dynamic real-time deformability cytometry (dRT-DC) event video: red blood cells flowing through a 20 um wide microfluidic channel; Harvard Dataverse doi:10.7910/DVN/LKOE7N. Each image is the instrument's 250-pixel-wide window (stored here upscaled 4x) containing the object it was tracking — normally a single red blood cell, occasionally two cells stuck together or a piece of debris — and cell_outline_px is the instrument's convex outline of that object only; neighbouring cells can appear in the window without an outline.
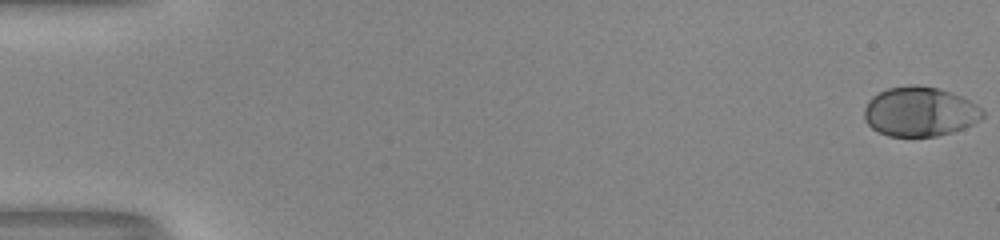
{"species": "human", "species_latin": "Homo sapiens", "temperature_condition": "room temperature", "stored_images_in_passage": 54, "camera_frame_rate_fps": 3000, "um_per_image_px": 0.085, "donor": {"sex": "male"}, "frame": {"image": 1, "passage_image": 1, "time_ms": 0.0, "image_size_px": [1000, 240], "cell_outline_px": [[984, 116], [980, 120], [964, 128], [952, 132], [936, 136], [888, 136], [872, 128], [864, 120], [864, 108], [868, 100], [872, 96], [888, 88], [908, 84], [916, 84], [940, 88], [964, 96], [976, 104], [984, 112]], "centroid_in_image_um": [78.19, 9.47], "position_along_channel_um": 6.8, "area_um2": 34.56}}
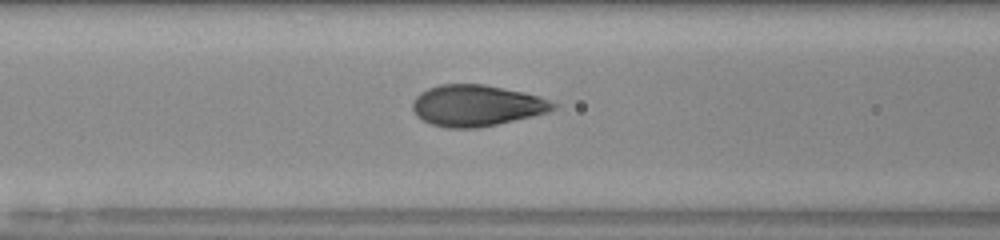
{"frame": {"image": 2, "passage_image": 24, "time_ms": 7.667, "image_size_px": [1000, 240], "cell_outline_px": [[560, 104], [556, 108], [548, 112], [532, 116], [496, 124], [476, 128], [448, 128], [432, 124], [416, 116], [412, 108], [412, 100], [420, 92], [428, 88], [440, 84], [484, 84], [524, 92], [540, 96]], "centroid_in_image_um": [40.52, 8.96], "position_along_channel_um": 126.1, "area_um2": 33.93}}
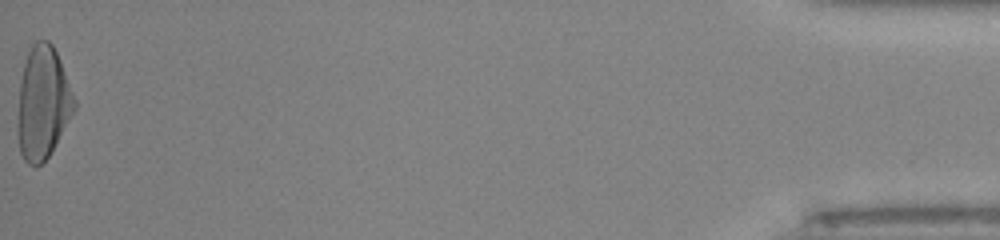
{"frame": {"image": 3, "passage_image": 54, "time_ms": 17.667, "image_size_px": [1000, 240], "cell_outline_px": [[76, 108], [48, 156], [40, 164], [28, 164], [24, 160], [20, 152], [16, 132], [16, 128], [20, 80], [24, 64], [28, 52], [32, 44], [36, 40], [48, 40], [52, 44], [60, 60], [76, 100]], "centroid_in_image_um": [3.62, 8.73], "position_along_channel_um": 431.6, "area_um2": 37.17}, "authors_computed_cell_mechanics": {"area_um2": 33.8997, "velocity_mm_per_s": 4.0491, "shape_relaxation_time_tau1_ms": 3.4068, "shape_relaxation_time_tau2_ms": null, "deformation_change_tau1": 0.2054, "deformation_change_tau2": null}}